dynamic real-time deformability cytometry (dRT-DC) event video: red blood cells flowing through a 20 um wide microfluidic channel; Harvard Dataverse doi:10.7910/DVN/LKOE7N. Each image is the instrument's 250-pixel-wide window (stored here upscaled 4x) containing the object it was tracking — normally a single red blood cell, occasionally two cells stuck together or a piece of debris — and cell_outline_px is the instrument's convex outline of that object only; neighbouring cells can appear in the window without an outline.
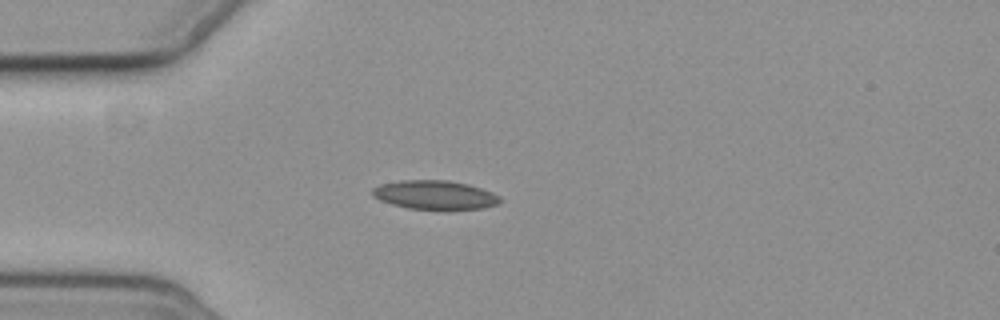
{"species": "common noctule bat (a hibernating species)", "species_latin": "Nyctalus noctula", "temperature_condition": "cold", "stored_images_in_passage": 2, "camera_frame_rate_fps": 3000, "um_per_image_px": 0.085, "animal": {"sex": "female", "body_mass_g": 19.3, "forearm_length_mm": 54.1}, "frame": {"image": 1, "passage_image": 2, "time_ms": 4.333, "image_size_px": [1000, 320], "cell_outline_px": [[504, 200], [500, 204], [484, 208], [408, 208], [392, 204], [380, 200], [372, 196], [372, 188], [380, 184], [400, 180], [448, 180], [468, 184], [492, 192], [500, 196]], "centroid_in_image_um": [36.98, 16.55], "position_along_channel_um": 48.0, "area_um2": 21.33}}